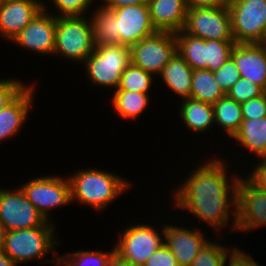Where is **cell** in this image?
Returning <instances> with one entry per match:
<instances>
[{
    "label": "cell",
    "mask_w": 266,
    "mask_h": 266,
    "mask_svg": "<svg viewBox=\"0 0 266 266\" xmlns=\"http://www.w3.org/2000/svg\"><path fill=\"white\" fill-rule=\"evenodd\" d=\"M215 156L195 164L183 184L177 183L176 189L171 190L174 204L171 203L175 209L186 211L210 226L218 235L229 225V231L233 228L232 232H236L237 184L241 176L234 170L230 172L226 162L229 160Z\"/></svg>",
    "instance_id": "1"
},
{
    "label": "cell",
    "mask_w": 266,
    "mask_h": 266,
    "mask_svg": "<svg viewBox=\"0 0 266 266\" xmlns=\"http://www.w3.org/2000/svg\"><path fill=\"white\" fill-rule=\"evenodd\" d=\"M66 176L70 184L71 203L77 201V204L93 208L96 212L104 211L132 185L117 173L94 167L79 168Z\"/></svg>",
    "instance_id": "2"
},
{
    "label": "cell",
    "mask_w": 266,
    "mask_h": 266,
    "mask_svg": "<svg viewBox=\"0 0 266 266\" xmlns=\"http://www.w3.org/2000/svg\"><path fill=\"white\" fill-rule=\"evenodd\" d=\"M55 230L56 226H39L7 231L3 252L18 266L35 260L58 266L60 252L56 249L59 247L60 240L57 238ZM49 253L53 257L46 260Z\"/></svg>",
    "instance_id": "3"
},
{
    "label": "cell",
    "mask_w": 266,
    "mask_h": 266,
    "mask_svg": "<svg viewBox=\"0 0 266 266\" xmlns=\"http://www.w3.org/2000/svg\"><path fill=\"white\" fill-rule=\"evenodd\" d=\"M131 64V49L121 44H105L94 51L81 64L87 80L94 86L116 90L121 76Z\"/></svg>",
    "instance_id": "4"
},
{
    "label": "cell",
    "mask_w": 266,
    "mask_h": 266,
    "mask_svg": "<svg viewBox=\"0 0 266 266\" xmlns=\"http://www.w3.org/2000/svg\"><path fill=\"white\" fill-rule=\"evenodd\" d=\"M86 17H56L54 57H62L80 66L94 51L91 18Z\"/></svg>",
    "instance_id": "5"
},
{
    "label": "cell",
    "mask_w": 266,
    "mask_h": 266,
    "mask_svg": "<svg viewBox=\"0 0 266 266\" xmlns=\"http://www.w3.org/2000/svg\"><path fill=\"white\" fill-rule=\"evenodd\" d=\"M26 198L36 207L47 221L54 223L52 210L71 203L70 184L67 176L40 175L20 184Z\"/></svg>",
    "instance_id": "6"
},
{
    "label": "cell",
    "mask_w": 266,
    "mask_h": 266,
    "mask_svg": "<svg viewBox=\"0 0 266 266\" xmlns=\"http://www.w3.org/2000/svg\"><path fill=\"white\" fill-rule=\"evenodd\" d=\"M162 223L159 228L144 222L127 225V228L125 226L117 242L113 244L115 253L131 265H144L152 253L164 244V222Z\"/></svg>",
    "instance_id": "7"
},
{
    "label": "cell",
    "mask_w": 266,
    "mask_h": 266,
    "mask_svg": "<svg viewBox=\"0 0 266 266\" xmlns=\"http://www.w3.org/2000/svg\"><path fill=\"white\" fill-rule=\"evenodd\" d=\"M232 34L236 43H262L266 34V0H230Z\"/></svg>",
    "instance_id": "8"
},
{
    "label": "cell",
    "mask_w": 266,
    "mask_h": 266,
    "mask_svg": "<svg viewBox=\"0 0 266 266\" xmlns=\"http://www.w3.org/2000/svg\"><path fill=\"white\" fill-rule=\"evenodd\" d=\"M183 31L204 40L235 41L228 6L187 9Z\"/></svg>",
    "instance_id": "9"
},
{
    "label": "cell",
    "mask_w": 266,
    "mask_h": 266,
    "mask_svg": "<svg viewBox=\"0 0 266 266\" xmlns=\"http://www.w3.org/2000/svg\"><path fill=\"white\" fill-rule=\"evenodd\" d=\"M131 63L157 77L177 52L176 35L156 31L130 47Z\"/></svg>",
    "instance_id": "10"
},
{
    "label": "cell",
    "mask_w": 266,
    "mask_h": 266,
    "mask_svg": "<svg viewBox=\"0 0 266 266\" xmlns=\"http://www.w3.org/2000/svg\"><path fill=\"white\" fill-rule=\"evenodd\" d=\"M0 219L6 231L56 226L44 218L20 187L11 190L0 186Z\"/></svg>",
    "instance_id": "11"
},
{
    "label": "cell",
    "mask_w": 266,
    "mask_h": 266,
    "mask_svg": "<svg viewBox=\"0 0 266 266\" xmlns=\"http://www.w3.org/2000/svg\"><path fill=\"white\" fill-rule=\"evenodd\" d=\"M261 226H266V192L242 175L237 184L236 231L248 233Z\"/></svg>",
    "instance_id": "12"
},
{
    "label": "cell",
    "mask_w": 266,
    "mask_h": 266,
    "mask_svg": "<svg viewBox=\"0 0 266 266\" xmlns=\"http://www.w3.org/2000/svg\"><path fill=\"white\" fill-rule=\"evenodd\" d=\"M56 17L44 8L10 43L39 56H52L55 50Z\"/></svg>",
    "instance_id": "13"
},
{
    "label": "cell",
    "mask_w": 266,
    "mask_h": 266,
    "mask_svg": "<svg viewBox=\"0 0 266 266\" xmlns=\"http://www.w3.org/2000/svg\"><path fill=\"white\" fill-rule=\"evenodd\" d=\"M164 223V243L176 258L179 266H191L200 250L210 240L201 228Z\"/></svg>",
    "instance_id": "14"
},
{
    "label": "cell",
    "mask_w": 266,
    "mask_h": 266,
    "mask_svg": "<svg viewBox=\"0 0 266 266\" xmlns=\"http://www.w3.org/2000/svg\"><path fill=\"white\" fill-rule=\"evenodd\" d=\"M112 10L116 14L117 34L121 45L131 47L156 32L147 4L127 5Z\"/></svg>",
    "instance_id": "15"
},
{
    "label": "cell",
    "mask_w": 266,
    "mask_h": 266,
    "mask_svg": "<svg viewBox=\"0 0 266 266\" xmlns=\"http://www.w3.org/2000/svg\"><path fill=\"white\" fill-rule=\"evenodd\" d=\"M42 9L35 0H0V37L11 42Z\"/></svg>",
    "instance_id": "16"
},
{
    "label": "cell",
    "mask_w": 266,
    "mask_h": 266,
    "mask_svg": "<svg viewBox=\"0 0 266 266\" xmlns=\"http://www.w3.org/2000/svg\"><path fill=\"white\" fill-rule=\"evenodd\" d=\"M242 78L266 92V46L262 43H236L231 52Z\"/></svg>",
    "instance_id": "17"
},
{
    "label": "cell",
    "mask_w": 266,
    "mask_h": 266,
    "mask_svg": "<svg viewBox=\"0 0 266 266\" xmlns=\"http://www.w3.org/2000/svg\"><path fill=\"white\" fill-rule=\"evenodd\" d=\"M34 84L30 83L10 104L0 110V142L17 136L28 121L37 93L36 83Z\"/></svg>",
    "instance_id": "18"
},
{
    "label": "cell",
    "mask_w": 266,
    "mask_h": 266,
    "mask_svg": "<svg viewBox=\"0 0 266 266\" xmlns=\"http://www.w3.org/2000/svg\"><path fill=\"white\" fill-rule=\"evenodd\" d=\"M147 5L156 31L176 33L183 30L187 15L185 0H147Z\"/></svg>",
    "instance_id": "19"
},
{
    "label": "cell",
    "mask_w": 266,
    "mask_h": 266,
    "mask_svg": "<svg viewBox=\"0 0 266 266\" xmlns=\"http://www.w3.org/2000/svg\"><path fill=\"white\" fill-rule=\"evenodd\" d=\"M193 69L186 63L178 52L165 65L157 78H161L162 83L175 96L183 99L190 98Z\"/></svg>",
    "instance_id": "20"
},
{
    "label": "cell",
    "mask_w": 266,
    "mask_h": 266,
    "mask_svg": "<svg viewBox=\"0 0 266 266\" xmlns=\"http://www.w3.org/2000/svg\"><path fill=\"white\" fill-rule=\"evenodd\" d=\"M177 109L183 125L195 134H204L215 127V115L213 106L191 98L181 100Z\"/></svg>",
    "instance_id": "21"
},
{
    "label": "cell",
    "mask_w": 266,
    "mask_h": 266,
    "mask_svg": "<svg viewBox=\"0 0 266 266\" xmlns=\"http://www.w3.org/2000/svg\"><path fill=\"white\" fill-rule=\"evenodd\" d=\"M236 144L252 156H266V116L259 119L243 120L240 129L232 137ZM254 154V155H253Z\"/></svg>",
    "instance_id": "22"
},
{
    "label": "cell",
    "mask_w": 266,
    "mask_h": 266,
    "mask_svg": "<svg viewBox=\"0 0 266 266\" xmlns=\"http://www.w3.org/2000/svg\"><path fill=\"white\" fill-rule=\"evenodd\" d=\"M95 5L93 4L95 10L90 14L94 46L120 44L115 12L99 5L98 2Z\"/></svg>",
    "instance_id": "23"
},
{
    "label": "cell",
    "mask_w": 266,
    "mask_h": 266,
    "mask_svg": "<svg viewBox=\"0 0 266 266\" xmlns=\"http://www.w3.org/2000/svg\"><path fill=\"white\" fill-rule=\"evenodd\" d=\"M110 103H112L113 111L124 121H138L146 108L148 109L150 98L147 93L134 91H113Z\"/></svg>",
    "instance_id": "24"
},
{
    "label": "cell",
    "mask_w": 266,
    "mask_h": 266,
    "mask_svg": "<svg viewBox=\"0 0 266 266\" xmlns=\"http://www.w3.org/2000/svg\"><path fill=\"white\" fill-rule=\"evenodd\" d=\"M212 106L215 126L222 129V132L232 140L243 121L241 104L225 95Z\"/></svg>",
    "instance_id": "25"
},
{
    "label": "cell",
    "mask_w": 266,
    "mask_h": 266,
    "mask_svg": "<svg viewBox=\"0 0 266 266\" xmlns=\"http://www.w3.org/2000/svg\"><path fill=\"white\" fill-rule=\"evenodd\" d=\"M177 52L193 69H207L206 40L191 36L183 30L176 32Z\"/></svg>",
    "instance_id": "26"
},
{
    "label": "cell",
    "mask_w": 266,
    "mask_h": 266,
    "mask_svg": "<svg viewBox=\"0 0 266 266\" xmlns=\"http://www.w3.org/2000/svg\"><path fill=\"white\" fill-rule=\"evenodd\" d=\"M226 94L216 83L213 71L207 69L194 70L192 74L190 98L214 105Z\"/></svg>",
    "instance_id": "27"
},
{
    "label": "cell",
    "mask_w": 266,
    "mask_h": 266,
    "mask_svg": "<svg viewBox=\"0 0 266 266\" xmlns=\"http://www.w3.org/2000/svg\"><path fill=\"white\" fill-rule=\"evenodd\" d=\"M109 251V252H108ZM76 250L72 253L58 254V266H107L109 258L115 252L111 250Z\"/></svg>",
    "instance_id": "28"
},
{
    "label": "cell",
    "mask_w": 266,
    "mask_h": 266,
    "mask_svg": "<svg viewBox=\"0 0 266 266\" xmlns=\"http://www.w3.org/2000/svg\"><path fill=\"white\" fill-rule=\"evenodd\" d=\"M154 79L156 77L152 73L131 63L123 72L119 87L114 91H134L150 94Z\"/></svg>",
    "instance_id": "29"
},
{
    "label": "cell",
    "mask_w": 266,
    "mask_h": 266,
    "mask_svg": "<svg viewBox=\"0 0 266 266\" xmlns=\"http://www.w3.org/2000/svg\"><path fill=\"white\" fill-rule=\"evenodd\" d=\"M233 247L222 245L216 240H209L200 250L191 266H224L228 252Z\"/></svg>",
    "instance_id": "30"
},
{
    "label": "cell",
    "mask_w": 266,
    "mask_h": 266,
    "mask_svg": "<svg viewBox=\"0 0 266 266\" xmlns=\"http://www.w3.org/2000/svg\"><path fill=\"white\" fill-rule=\"evenodd\" d=\"M235 41L206 40L207 70H218L230 57Z\"/></svg>",
    "instance_id": "31"
},
{
    "label": "cell",
    "mask_w": 266,
    "mask_h": 266,
    "mask_svg": "<svg viewBox=\"0 0 266 266\" xmlns=\"http://www.w3.org/2000/svg\"><path fill=\"white\" fill-rule=\"evenodd\" d=\"M51 3L54 11L51 12L50 7L45 5L43 8L48 11L49 13L53 14L55 17L59 16H87L91 12V6L93 3L95 4L94 0H50L48 2ZM56 13V14H55Z\"/></svg>",
    "instance_id": "32"
},
{
    "label": "cell",
    "mask_w": 266,
    "mask_h": 266,
    "mask_svg": "<svg viewBox=\"0 0 266 266\" xmlns=\"http://www.w3.org/2000/svg\"><path fill=\"white\" fill-rule=\"evenodd\" d=\"M265 91L253 83L249 79L239 78V80L230 88L226 95L235 100L236 102L242 104L247 102L252 98H256L262 95Z\"/></svg>",
    "instance_id": "33"
},
{
    "label": "cell",
    "mask_w": 266,
    "mask_h": 266,
    "mask_svg": "<svg viewBox=\"0 0 266 266\" xmlns=\"http://www.w3.org/2000/svg\"><path fill=\"white\" fill-rule=\"evenodd\" d=\"M213 73L216 83L225 94L241 78L239 70L231 57Z\"/></svg>",
    "instance_id": "34"
},
{
    "label": "cell",
    "mask_w": 266,
    "mask_h": 266,
    "mask_svg": "<svg viewBox=\"0 0 266 266\" xmlns=\"http://www.w3.org/2000/svg\"><path fill=\"white\" fill-rule=\"evenodd\" d=\"M0 77V110L10 104L28 85L22 80Z\"/></svg>",
    "instance_id": "35"
},
{
    "label": "cell",
    "mask_w": 266,
    "mask_h": 266,
    "mask_svg": "<svg viewBox=\"0 0 266 266\" xmlns=\"http://www.w3.org/2000/svg\"><path fill=\"white\" fill-rule=\"evenodd\" d=\"M243 120L259 119L266 116V92L241 104Z\"/></svg>",
    "instance_id": "36"
},
{
    "label": "cell",
    "mask_w": 266,
    "mask_h": 266,
    "mask_svg": "<svg viewBox=\"0 0 266 266\" xmlns=\"http://www.w3.org/2000/svg\"><path fill=\"white\" fill-rule=\"evenodd\" d=\"M258 160V161H257ZM254 163H251V171L248 175L245 173L244 177L256 188L266 192V156L259 157Z\"/></svg>",
    "instance_id": "37"
},
{
    "label": "cell",
    "mask_w": 266,
    "mask_h": 266,
    "mask_svg": "<svg viewBox=\"0 0 266 266\" xmlns=\"http://www.w3.org/2000/svg\"><path fill=\"white\" fill-rule=\"evenodd\" d=\"M224 266H262L254 260L251 254L247 251H242L239 246H233L228 252Z\"/></svg>",
    "instance_id": "38"
},
{
    "label": "cell",
    "mask_w": 266,
    "mask_h": 266,
    "mask_svg": "<svg viewBox=\"0 0 266 266\" xmlns=\"http://www.w3.org/2000/svg\"><path fill=\"white\" fill-rule=\"evenodd\" d=\"M144 266H179L176 258L173 256L165 243L147 259Z\"/></svg>",
    "instance_id": "39"
},
{
    "label": "cell",
    "mask_w": 266,
    "mask_h": 266,
    "mask_svg": "<svg viewBox=\"0 0 266 266\" xmlns=\"http://www.w3.org/2000/svg\"><path fill=\"white\" fill-rule=\"evenodd\" d=\"M230 0H185L187 9L197 7H224L228 6Z\"/></svg>",
    "instance_id": "40"
},
{
    "label": "cell",
    "mask_w": 266,
    "mask_h": 266,
    "mask_svg": "<svg viewBox=\"0 0 266 266\" xmlns=\"http://www.w3.org/2000/svg\"><path fill=\"white\" fill-rule=\"evenodd\" d=\"M98 2L100 3L99 5L108 9L120 8L127 5L147 4V0H98Z\"/></svg>",
    "instance_id": "41"
},
{
    "label": "cell",
    "mask_w": 266,
    "mask_h": 266,
    "mask_svg": "<svg viewBox=\"0 0 266 266\" xmlns=\"http://www.w3.org/2000/svg\"><path fill=\"white\" fill-rule=\"evenodd\" d=\"M107 266H132L127 260L121 258L117 253H113L109 258Z\"/></svg>",
    "instance_id": "42"
},
{
    "label": "cell",
    "mask_w": 266,
    "mask_h": 266,
    "mask_svg": "<svg viewBox=\"0 0 266 266\" xmlns=\"http://www.w3.org/2000/svg\"><path fill=\"white\" fill-rule=\"evenodd\" d=\"M0 266H18V265L3 251H0Z\"/></svg>",
    "instance_id": "43"
},
{
    "label": "cell",
    "mask_w": 266,
    "mask_h": 266,
    "mask_svg": "<svg viewBox=\"0 0 266 266\" xmlns=\"http://www.w3.org/2000/svg\"><path fill=\"white\" fill-rule=\"evenodd\" d=\"M6 232V228L4 227L3 222L0 219V251H3Z\"/></svg>",
    "instance_id": "44"
},
{
    "label": "cell",
    "mask_w": 266,
    "mask_h": 266,
    "mask_svg": "<svg viewBox=\"0 0 266 266\" xmlns=\"http://www.w3.org/2000/svg\"><path fill=\"white\" fill-rule=\"evenodd\" d=\"M35 1H37L42 7H44L45 5H47L48 4V2L50 1V0H35ZM47 2V3H46Z\"/></svg>",
    "instance_id": "45"
},
{
    "label": "cell",
    "mask_w": 266,
    "mask_h": 266,
    "mask_svg": "<svg viewBox=\"0 0 266 266\" xmlns=\"http://www.w3.org/2000/svg\"><path fill=\"white\" fill-rule=\"evenodd\" d=\"M262 44H263V45H266V34H265L264 39L262 40Z\"/></svg>",
    "instance_id": "46"
}]
</instances>
